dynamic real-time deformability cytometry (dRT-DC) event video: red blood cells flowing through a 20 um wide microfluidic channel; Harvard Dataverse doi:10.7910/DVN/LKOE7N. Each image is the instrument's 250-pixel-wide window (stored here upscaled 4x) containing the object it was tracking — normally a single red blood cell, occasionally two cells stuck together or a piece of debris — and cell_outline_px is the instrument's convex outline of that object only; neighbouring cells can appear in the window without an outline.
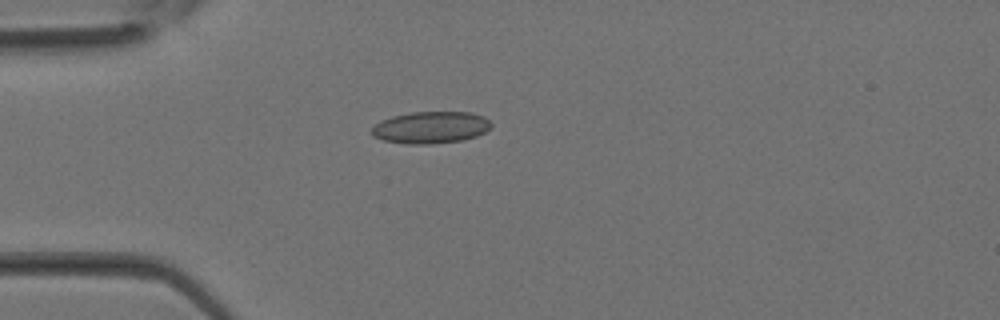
{"species": "Egyptian fruit bat (a non-hibernating species)", "species_latin": "Rousettus aegyptiacus", "temperature_condition": "room temperature", "stored_images_in_passage": 27, "camera_frame_rate_fps": 3000, "um_per_image_px": 0.085, "animal": {"sex": "female"}, "frame": {"image": 1, "passage_image": 1, "time_ms": 0.0, "image_size_px": [1000, 320], "cell_outline_px": [[492, 124], [484, 132], [476, 136], [464, 140], [432, 144], [408, 144], [384, 140], [372, 136], [372, 128], [380, 120], [392, 116], [412, 112], [472, 112], [484, 116]], "centroid_in_image_um": [36.61, 10.83], "position_along_channel_um": 48.4, "area_um2": 22.25}}
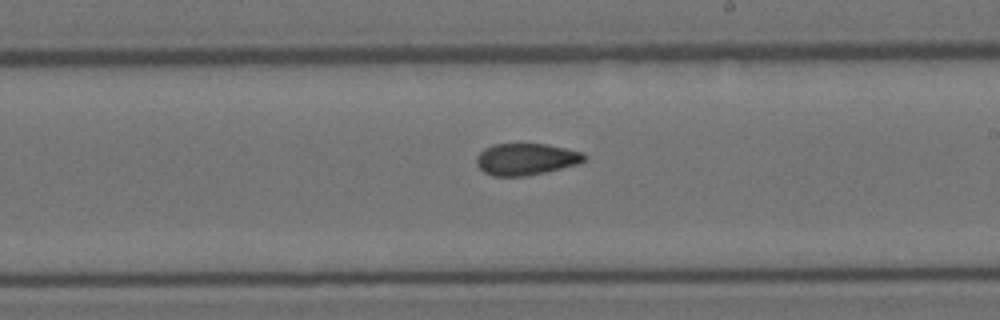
{"frame": {"image": 2, "passage_image": 12, "time_ms": 3.667, "image_size_px": [1000, 320], "cell_outline_px": [[588, 156], [580, 164], [544, 172], [524, 176], [492, 176], [484, 172], [476, 164], [476, 156], [484, 148], [492, 144], [544, 144], [584, 152]], "centroid_in_image_um": [44.71, 13.53], "position_along_channel_um": 244.3, "area_um2": 20.0}}
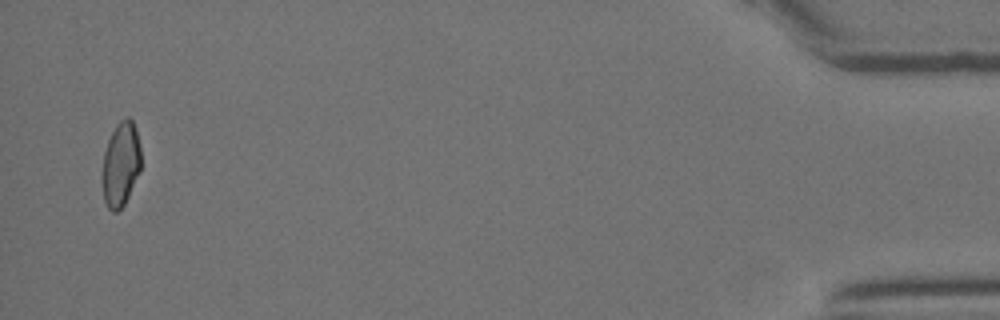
{"frame": {"image": 3, "passage_image": 26, "time_ms": 8.333, "image_size_px": [1000, 320], "cell_outline_px": [[140, 172], [124, 204], [116, 212], [112, 212], [108, 208], [104, 200], [100, 172], [104, 152], [108, 140], [116, 124], [120, 120], [128, 116], [132, 120], [136, 128], [140, 148]], "centroid_in_image_um": [10.24, 13.95], "position_along_channel_um": 425.0, "area_um2": 19.36}}